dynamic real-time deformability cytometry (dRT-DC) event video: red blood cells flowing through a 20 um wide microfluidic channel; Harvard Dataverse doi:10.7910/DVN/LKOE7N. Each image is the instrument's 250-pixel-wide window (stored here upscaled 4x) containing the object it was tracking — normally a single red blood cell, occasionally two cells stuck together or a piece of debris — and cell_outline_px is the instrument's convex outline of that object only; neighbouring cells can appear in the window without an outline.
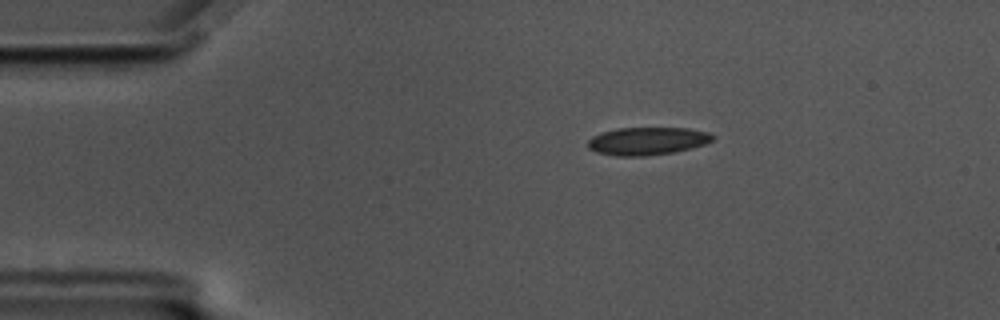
{"species": "common noctule bat (a hibernating species)", "species_latin": "Nyctalus noctula", "temperature_condition": "cold", "stored_images_in_passage": 49, "camera_frame_rate_fps": 3000, "um_per_image_px": 0.085, "animal": {"sex": "male", "body_mass_g": 17.5, "forearm_length_mm": 52.3}, "frame": {"image": 1, "passage_image": 2, "time_ms": 0.333, "image_size_px": [1000, 320], "cell_outline_px": [[716, 136], [712, 140], [704, 144], [672, 152], [644, 156], [616, 156], [596, 152], [588, 148], [588, 140], [592, 136], [600, 132], [616, 128], [688, 128], [708, 132]], "centroid_in_image_um": [54.98, 11.98], "position_along_channel_um": 30.0, "area_um2": 20.17}}
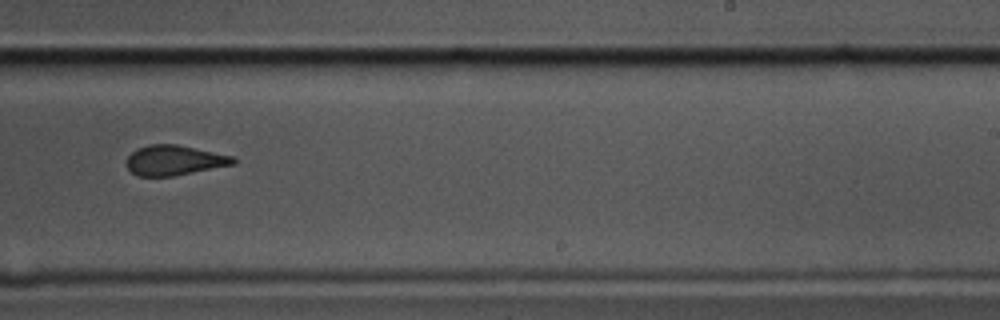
{"frame": {"image": 2, "passage_image": 27, "time_ms": 8.667, "image_size_px": [1000, 320], "cell_outline_px": [[236, 164], [172, 176], [136, 176], [128, 168], [128, 156], [136, 148], [148, 144], [176, 144], [236, 156]], "centroid_in_image_um": [14.85, 13.61], "position_along_channel_um": 274.1, "area_um2": 18.73}}
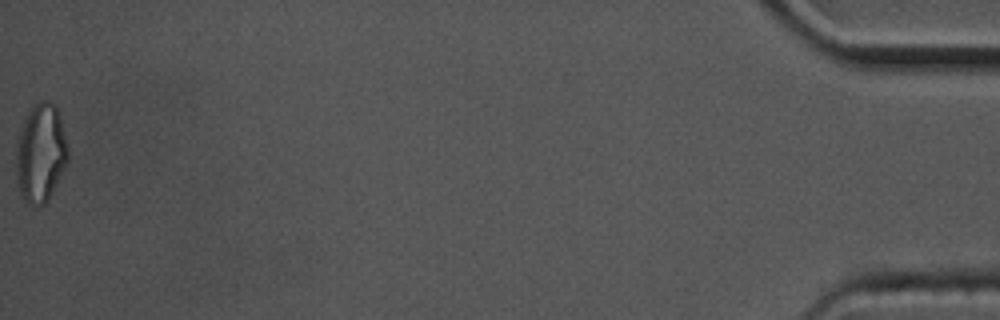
{"frame": {"image": 3, "passage_image": 49, "time_ms": 16.0, "image_size_px": [1000, 320], "cell_outline_px": [[68, 160], [48, 200], [44, 204], [28, 204], [20, 196], [16, 176], [16, 140], [24, 116], [28, 108], [40, 100], [44, 100], [56, 104], [60, 116], [68, 148]], "centroid_in_image_um": [3.43, 12.96], "position_along_channel_um": 431.8, "area_um2": 30.17}, "authors_computed_cell_mechanics": {"area_um2": 20.2878, "velocity_mm_per_s": 3.5205, "shape_relaxation_time_tau1_ms": 4.5158, "shape_relaxation_time_tau2_ms": 1.6539, "deformation_change_tau1": 0.1347, "deformation_change_tau2": 0.1032}}